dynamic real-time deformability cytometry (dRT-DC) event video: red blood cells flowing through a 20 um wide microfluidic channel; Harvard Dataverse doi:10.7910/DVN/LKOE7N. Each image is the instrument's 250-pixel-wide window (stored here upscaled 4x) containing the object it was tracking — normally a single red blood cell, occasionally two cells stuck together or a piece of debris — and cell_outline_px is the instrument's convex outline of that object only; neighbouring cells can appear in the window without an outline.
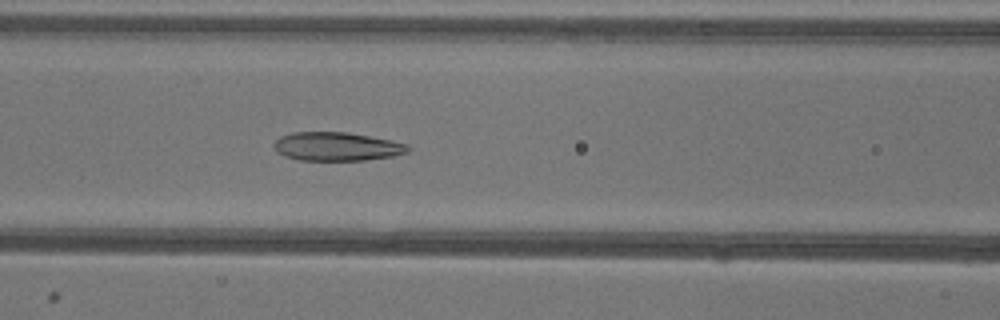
{"species": "common noctule bat (a hibernating species)", "species_latin": "Nyctalus noctula", "temperature_condition": "warm", "stored_images_in_passage": 51, "camera_frame_rate_fps": 3000, "um_per_image_px": 0.085, "animal": {"sex": "female"}, "frame": {"image": 1, "passage_image": 21, "time_ms": 6.667, "image_size_px": [1000, 320], "cell_outline_px": [[412, 148], [408, 152], [392, 156], [364, 160], [300, 160], [284, 156], [276, 152], [272, 144], [280, 136], [292, 132], [348, 132], [392, 140], [408, 144]], "centroid_in_image_um": [28.62, 12.45], "position_along_channel_um": 138.0, "area_um2": 22.54}}
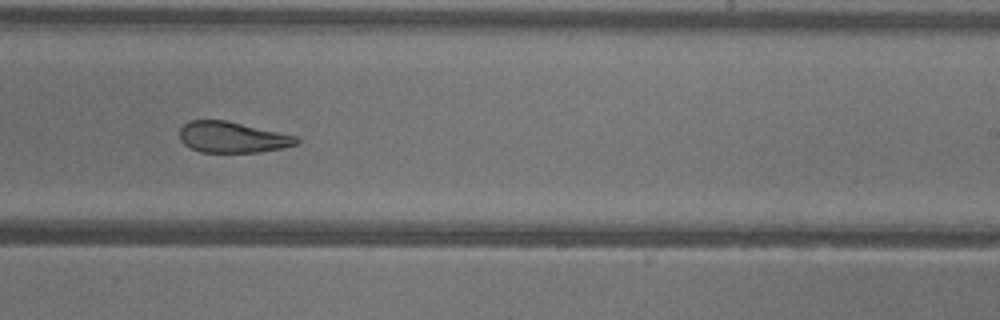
{"frame": {"image": 2, "passage_image": 31, "time_ms": 10.0, "image_size_px": [1000, 320], "cell_outline_px": [[300, 140], [296, 144], [284, 148], [256, 152], [200, 152], [184, 144], [180, 140], [180, 128], [188, 120], [224, 120], [296, 136]], "centroid_in_image_um": [19.72, 11.67], "position_along_channel_um": 269.3, "area_um2": 20.87}}
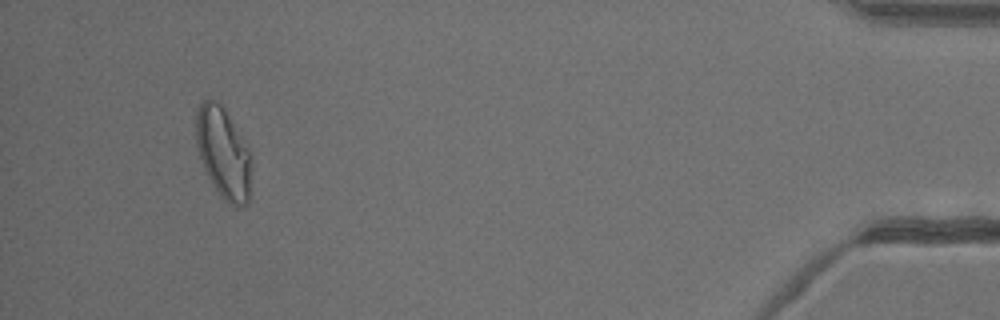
{"frame": {"image": 3, "passage_image": 48, "time_ms": 15.667, "image_size_px": [1000, 320], "cell_outline_px": [[252, 164], [248, 204], [240, 208], [236, 208], [228, 204], [220, 196], [212, 184], [204, 168], [196, 144], [196, 108], [208, 96], [220, 104], [228, 116], [248, 148], [252, 160]], "centroid_in_image_um": [18.99, 13.05], "position_along_channel_um": 416.2, "area_um2": 29.48}, "authors_computed_cell_mechanics": {"area_um2": 25.7788, "velocity_mm_per_s": 3.944, "shape_relaxation_time_tau1_ms": null, "shape_relaxation_time_tau2_ms": 1.9994, "deformation_change_tau1": null, "deformation_change_tau2": 0.1001}}